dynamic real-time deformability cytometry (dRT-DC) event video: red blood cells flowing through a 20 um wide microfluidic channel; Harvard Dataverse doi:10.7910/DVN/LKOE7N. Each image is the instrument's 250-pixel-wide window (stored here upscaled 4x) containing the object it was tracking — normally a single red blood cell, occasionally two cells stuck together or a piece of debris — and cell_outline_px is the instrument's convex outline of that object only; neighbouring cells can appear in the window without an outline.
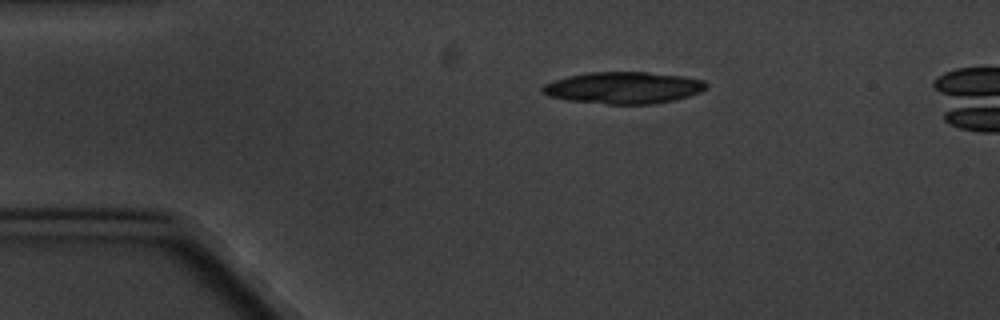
{"species": "common noctule bat (a hibernating species)", "species_latin": "Nyctalus noctula", "temperature_condition": "cold", "stored_images_in_passage": 4, "camera_frame_rate_fps": 3000, "um_per_image_px": 0.085, "animal": {"sex": "male", "body_mass_g": 20.1, "forearm_length_mm": 53.5}, "frame": {"image": 1, "passage_image": 1, "time_ms": 0.0, "image_size_px": [1000, 320], "cell_outline_px": [[708, 88], [700, 92], [688, 96], [672, 100], [652, 104], [608, 104], [568, 100], [548, 96], [540, 92], [540, 88], [544, 84], [568, 76], [588, 72], [648, 72], [684, 76], [704, 80], [708, 84]], "centroid_in_image_um": [53.0, 7.45], "position_along_channel_um": 32.0, "area_um2": 30.4}}